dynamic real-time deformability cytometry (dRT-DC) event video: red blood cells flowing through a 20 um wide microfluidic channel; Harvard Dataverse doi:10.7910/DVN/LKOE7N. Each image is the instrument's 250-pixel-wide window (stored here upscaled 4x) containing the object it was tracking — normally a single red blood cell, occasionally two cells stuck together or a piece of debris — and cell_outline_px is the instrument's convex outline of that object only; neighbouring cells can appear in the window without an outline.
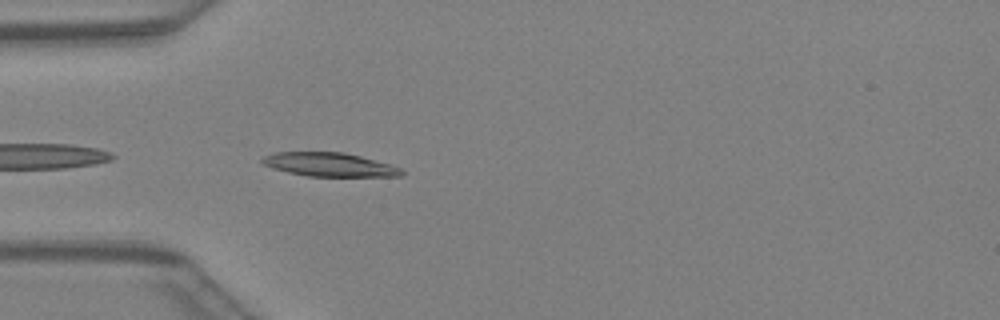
{"species": "Egyptian fruit bat (a non-hibernating species)", "species_latin": "Rousettus aegyptiacus", "temperature_condition": "warm", "stored_images_in_passage": 9, "camera_frame_rate_fps": 3000, "um_per_image_px": 0.085, "animal": {"sex": "female"}, "frame": {"image": 1, "passage_image": 1, "time_ms": 0.0, "image_size_px": [1000, 320], "cell_outline_px": [[404, 176], [308, 176], [288, 172], [272, 168], [264, 164], [260, 160], [264, 156], [272, 152], [344, 152], [360, 156], [388, 164], [400, 168], [404, 172]], "centroid_in_image_um": [27.97, 13.98], "position_along_channel_um": 57.0, "area_um2": 19.13}}
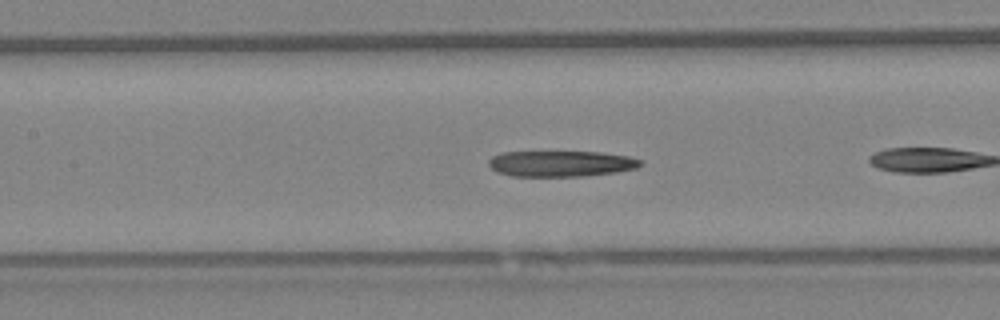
{"frame": {"image": 2, "passage_image": 6, "time_ms": 1.667, "image_size_px": [1000, 320], "cell_outline_px": [[644, 164], [636, 168], [616, 172], [584, 176], [512, 176], [496, 172], [488, 164], [488, 160], [492, 156], [500, 152], [600, 152], [628, 156], [644, 160]], "centroid_in_image_um": [47.69, 13.91], "position_along_channel_um": 159.7, "area_um2": 23.06}}